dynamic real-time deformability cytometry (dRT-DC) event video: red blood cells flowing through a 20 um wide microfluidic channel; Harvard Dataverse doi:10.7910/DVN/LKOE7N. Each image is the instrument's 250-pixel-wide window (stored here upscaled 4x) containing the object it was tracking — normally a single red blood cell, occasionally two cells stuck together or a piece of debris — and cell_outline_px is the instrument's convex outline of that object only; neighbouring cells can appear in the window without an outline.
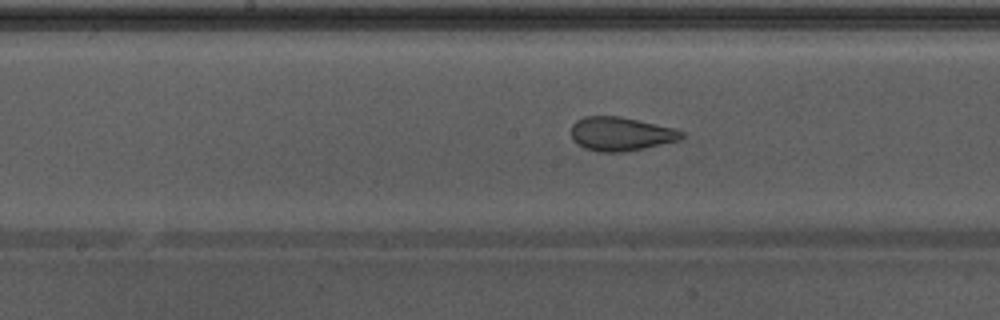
{"species": "Egyptian fruit bat (a non-hibernating species)", "species_latin": "Rousettus aegyptiacus", "temperature_condition": "warm", "stored_images_in_passage": 30, "camera_frame_rate_fps": 3000, "um_per_image_px": 0.085, "animal": {"sex": "male"}, "frame": {"image": 1, "passage_image": 25, "time_ms": 8.0, "image_size_px": [1000, 320], "cell_outline_px": [[684, 136], [680, 140], [644, 148], [624, 152], [600, 152], [584, 148], [576, 144], [572, 140], [572, 124], [576, 120], [584, 116], [620, 116], [676, 128], [684, 132]], "centroid_in_image_um": [52.77, 11.38], "position_along_channel_um": 195.4, "area_um2": 21.96}}